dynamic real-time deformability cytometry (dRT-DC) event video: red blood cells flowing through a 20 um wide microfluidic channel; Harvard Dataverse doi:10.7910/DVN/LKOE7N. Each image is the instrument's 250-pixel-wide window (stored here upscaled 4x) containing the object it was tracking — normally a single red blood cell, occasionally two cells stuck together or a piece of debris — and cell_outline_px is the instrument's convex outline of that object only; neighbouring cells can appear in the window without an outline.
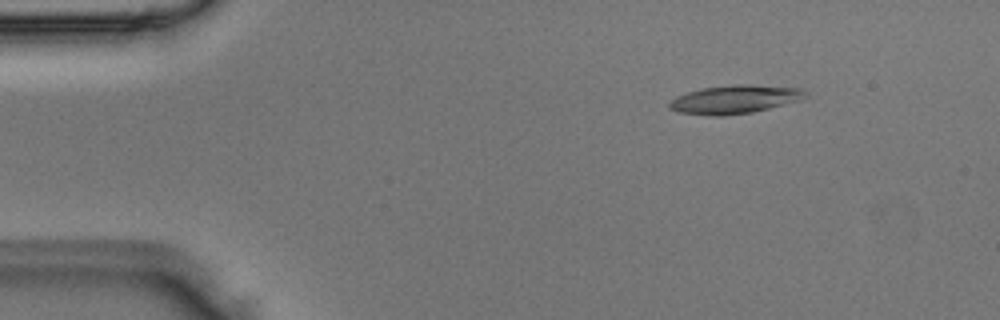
{"species": "Egyptian fruit bat (a non-hibernating species)", "species_latin": "Rousettus aegyptiacus", "temperature_condition": "room temperature", "stored_images_in_passage": 5, "camera_frame_rate_fps": 3000, "um_per_image_px": 0.085, "animal": {"sex": "male"}, "frame": {"image": 1, "passage_image": 5, "time_ms": 1.333, "image_size_px": [1000, 320], "cell_outline_px": [[808, 92], [800, 100], [752, 112], [724, 116], [708, 116], [680, 112], [668, 108], [668, 104], [676, 96], [688, 92], [704, 88], [732, 84], [748, 84], [800, 88]], "centroid_in_image_um": [62.43, 8.45], "position_along_channel_um": 22.6, "area_um2": 22.43}}